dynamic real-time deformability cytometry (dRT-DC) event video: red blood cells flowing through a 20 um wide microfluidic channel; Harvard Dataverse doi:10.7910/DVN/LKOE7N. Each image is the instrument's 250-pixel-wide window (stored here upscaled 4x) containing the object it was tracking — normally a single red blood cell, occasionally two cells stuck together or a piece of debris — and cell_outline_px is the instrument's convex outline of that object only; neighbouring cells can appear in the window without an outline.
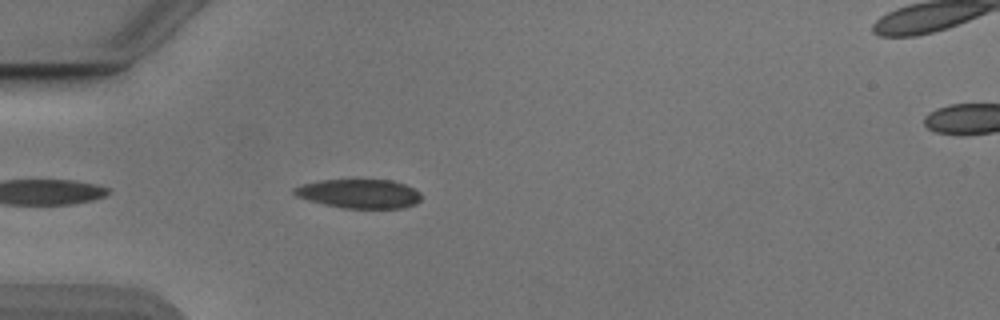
{"species": "Egyptian fruit bat (a non-hibernating species)", "species_latin": "Rousettus aegyptiacus", "temperature_condition": "cold", "stored_images_in_passage": 7, "camera_frame_rate_fps": 3000, "um_per_image_px": 0.085, "animal": {"sex": "male"}, "frame": {"image": 1, "passage_image": 3, "time_ms": 0.667, "image_size_px": [1000, 320], "cell_outline_px": [[420, 200], [416, 204], [404, 208], [344, 208], [324, 204], [308, 200], [296, 196], [292, 192], [292, 188], [304, 184], [320, 180], [392, 180], [404, 184], [420, 192]], "centroid_in_image_um": [30.53, 16.47], "position_along_channel_um": 54.5, "area_um2": 21.44}}